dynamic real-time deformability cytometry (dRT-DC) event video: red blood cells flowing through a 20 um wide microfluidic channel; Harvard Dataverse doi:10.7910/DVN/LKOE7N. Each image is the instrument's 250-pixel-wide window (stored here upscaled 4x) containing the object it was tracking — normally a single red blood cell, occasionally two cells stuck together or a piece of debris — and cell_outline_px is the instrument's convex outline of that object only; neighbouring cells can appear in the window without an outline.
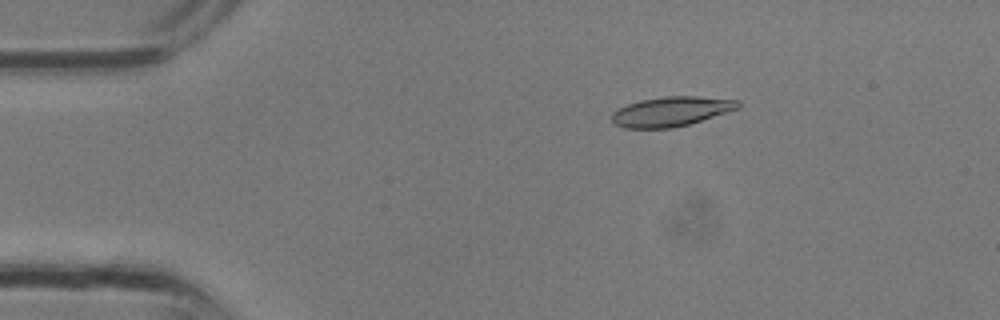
{"species": "common noctule bat (a hibernating species)", "species_latin": "Nyctalus noctula", "temperature_condition": "room temperature", "stored_images_in_passage": 2, "camera_frame_rate_fps": 3000, "um_per_image_px": 0.085, "animal": {"sex": "male", "body_mass_g": 13.3}, "frame": {"image": 1, "passage_image": 2, "time_ms": 0.333, "image_size_px": [1000, 320], "cell_outline_px": [[740, 108], [688, 124], [672, 128], [624, 128], [612, 124], [612, 112], [616, 108], [640, 100], [664, 96], [696, 96], [740, 100]], "centroid_in_image_um": [57.01, 9.47], "position_along_channel_um": 28.0, "area_um2": 21.91}}